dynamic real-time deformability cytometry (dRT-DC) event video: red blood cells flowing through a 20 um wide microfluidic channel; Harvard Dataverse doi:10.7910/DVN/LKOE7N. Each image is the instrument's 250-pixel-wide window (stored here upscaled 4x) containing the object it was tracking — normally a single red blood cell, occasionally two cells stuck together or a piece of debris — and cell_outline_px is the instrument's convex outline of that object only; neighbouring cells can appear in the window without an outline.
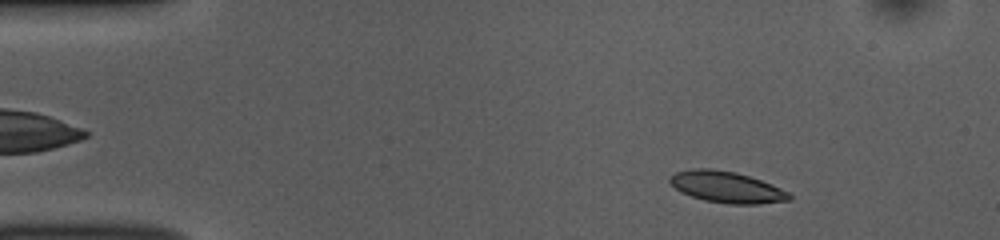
{"species": "common noctule bat (a hibernating species)", "species_latin": "Nyctalus noctula", "temperature_condition": "room temperature", "stored_images_in_passage": 51, "segment_of_instrument_passage": [1, 2], "camera_frame_rate_fps": 3000, "um_per_image_px": 0.085, "animal": {"sex": "female", "body_mass_g": 10.0, "forearm_length_mm": 53.1}, "frame": {"image": 1, "passage_image": 5, "time_ms": 1.333, "image_size_px": [1000, 240], "cell_outline_px": [[792, 200], [756, 204], [728, 204], [704, 200], [680, 192], [668, 180], [668, 176], [676, 172], [692, 168], [708, 168], [736, 172], [772, 184], [788, 192], [792, 196]], "centroid_in_image_um": [61.75, 15.9], "position_along_channel_um": 23.2, "area_um2": 21.79}}
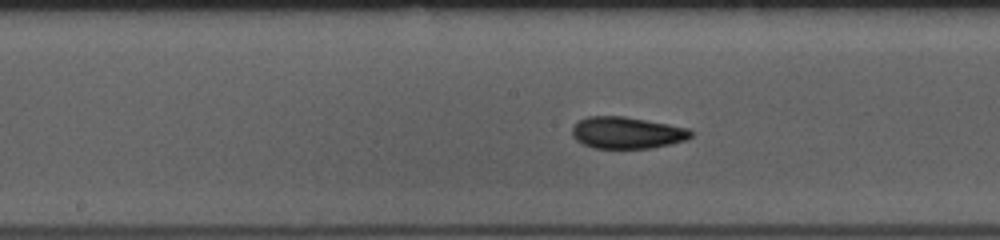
{"frame": {"image": 2, "passage_image": 24, "time_ms": 7.667, "image_size_px": [1000, 240], "cell_outline_px": [[692, 136], [684, 140], [652, 148], [592, 148], [580, 144], [572, 136], [572, 128], [580, 120], [588, 116], [624, 116], [668, 124], [688, 128], [692, 132]], "centroid_in_image_um": [53.25, 11.29], "position_along_channel_um": 195.0, "area_um2": 21.91}}
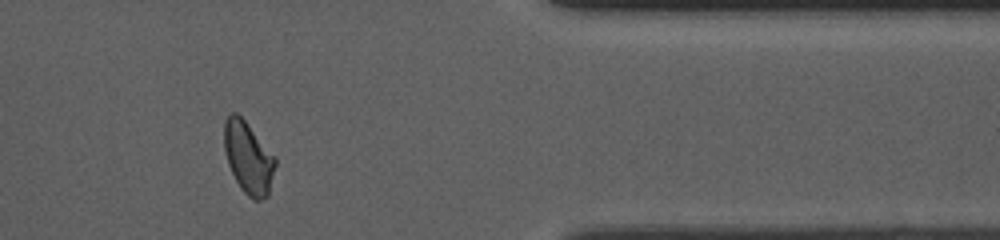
{"frame": {"image": 3, "passage_image": 41, "time_ms": 13.333, "image_size_px": [1000, 240], "cell_outline_px": [[276, 164], [268, 196], [260, 200], [252, 200], [240, 188], [228, 164], [224, 148], [224, 120], [232, 112], [236, 112], [244, 120], [276, 156]], "centroid_in_image_um": [21.11, 13.41], "position_along_channel_um": 390.3, "area_um2": 21.44}}